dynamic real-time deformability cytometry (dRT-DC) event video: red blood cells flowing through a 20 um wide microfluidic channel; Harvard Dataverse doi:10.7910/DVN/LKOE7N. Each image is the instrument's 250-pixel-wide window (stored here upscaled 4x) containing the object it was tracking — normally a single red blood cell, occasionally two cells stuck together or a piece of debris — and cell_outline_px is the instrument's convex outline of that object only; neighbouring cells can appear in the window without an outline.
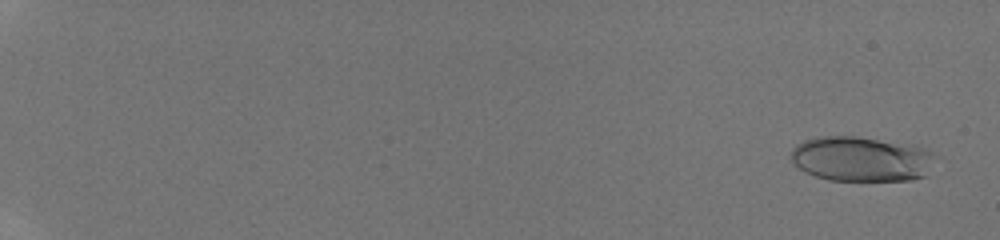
{"species": "human", "species_latin": "Homo sapiens", "temperature_condition": "room temperature", "stored_images_in_passage": 53, "camera_frame_rate_fps": 3000, "um_per_image_px": 0.085, "donor": {"sex": "male"}, "frame": {"image": 1, "passage_image": 3, "time_ms": 0.667, "image_size_px": [1000, 240], "cell_outline_px": [[932, 152], [924, 176], [912, 180], [828, 180], [816, 176], [800, 168], [792, 160], [792, 148], [796, 144], [804, 140], [820, 136], [856, 136], [912, 144], [924, 148]], "centroid_in_image_um": [73.15, 13.49], "position_along_channel_um": 11.8, "area_um2": 37.22}}
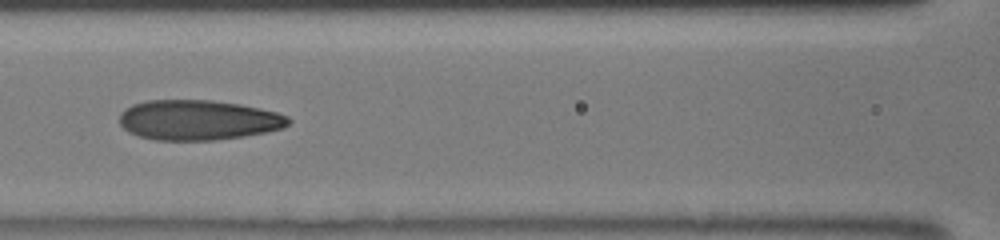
{"frame": {"image": 2, "passage_image": 29, "time_ms": 9.333, "image_size_px": [1000, 240], "cell_outline_px": [[292, 120], [288, 124], [280, 128], [264, 132], [244, 136], [212, 140], [156, 140], [140, 136], [128, 132], [120, 124], [120, 112], [124, 108], [132, 104], [144, 100], [212, 100], [240, 104], [260, 108], [276, 112], [288, 116]], "centroid_in_image_um": [16.81, 10.19], "position_along_channel_um": 149.8, "area_um2": 39.48}}
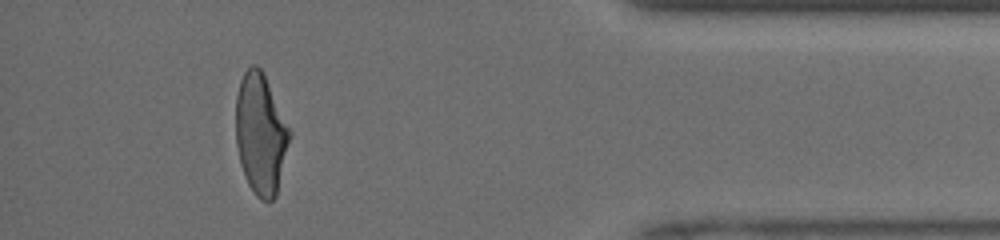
{"frame": {"image": 3, "passage_image": 50, "time_ms": 16.333, "image_size_px": [1000, 240], "cell_outline_px": [[292, 132], [276, 196], [272, 200], [260, 200], [256, 196], [248, 184], [244, 176], [240, 164], [236, 144], [236, 96], [240, 80], [244, 72], [252, 64], [256, 64], [264, 72]], "centroid_in_image_um": [22.16, 11.37], "position_along_channel_um": 413.0, "area_um2": 38.21}, "authors_computed_cell_mechanics": {"area_um2": 38.2636, "velocity_mm_per_s": 4.2252, "shape_relaxation_time_tau1_ms": 4.9333, "shape_relaxation_time_tau2_ms": 1.1511, "deformation_change_tau1": 0.2179, "deformation_change_tau2": 0.0903}}